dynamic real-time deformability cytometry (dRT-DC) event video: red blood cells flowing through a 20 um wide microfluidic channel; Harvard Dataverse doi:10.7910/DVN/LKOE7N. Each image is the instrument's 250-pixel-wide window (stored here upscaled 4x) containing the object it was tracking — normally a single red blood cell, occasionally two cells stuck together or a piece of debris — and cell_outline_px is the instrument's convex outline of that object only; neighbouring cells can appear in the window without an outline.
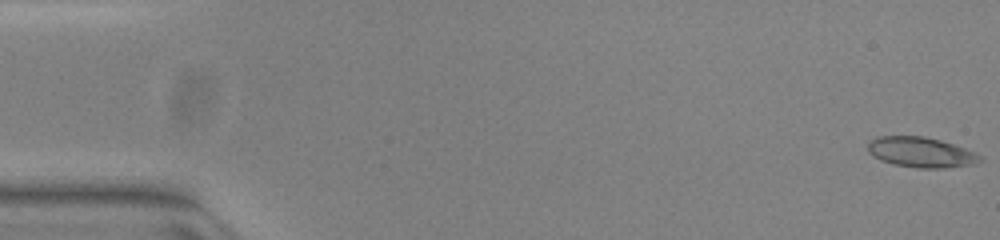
{"species": "common noctule bat (a hibernating species)", "species_latin": "Nyctalus noctula", "temperature_condition": "warm", "stored_images_in_passage": 52, "camera_frame_rate_fps": 3000, "um_per_image_px": 0.085, "animal": {"sex": "female", "body_mass_g": 23.0, "forearm_length_mm": 53.4}, "frame": {"image": 1, "passage_image": 1, "time_ms": 0.0, "image_size_px": [1000, 240], "cell_outline_px": [[984, 160], [976, 164], [944, 168], [916, 168], [892, 164], [880, 160], [872, 156], [868, 152], [868, 144], [876, 136], [924, 136], [940, 140], [976, 152]], "centroid_in_image_um": [78.29, 12.95], "position_along_channel_um": 6.7, "area_um2": 19.94}}
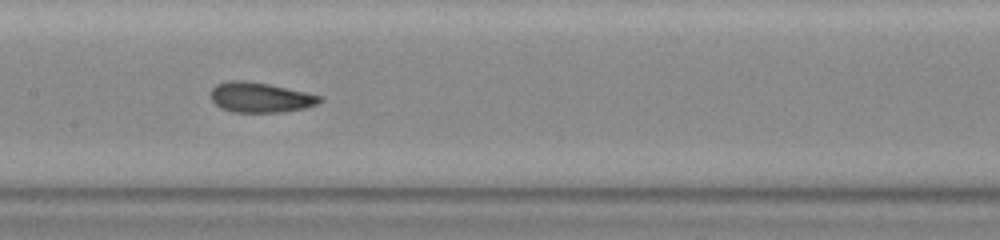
{"frame": {"image": 2, "passage_image": 26, "time_ms": 8.333, "image_size_px": [1000, 240], "cell_outline_px": [[324, 100], [316, 104], [304, 108], [280, 112], [232, 112], [220, 108], [212, 100], [212, 88], [216, 84], [232, 80], [240, 80], [268, 84], [304, 92], [320, 96]], "centroid_in_image_um": [22.1, 8.29], "position_along_channel_um": 185.3, "area_um2": 18.79}}
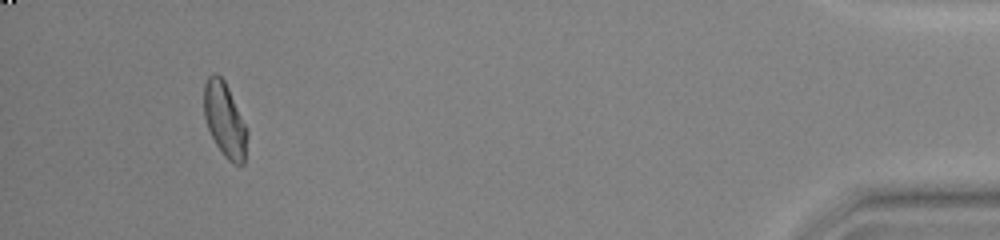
{"frame": {"image": 3, "passage_image": 49, "time_ms": 16.0, "image_size_px": [1000, 240], "cell_outline_px": [[248, 132], [244, 164], [232, 164], [224, 156], [216, 144], [208, 128], [204, 116], [204, 84], [208, 76], [212, 72], [216, 72], [224, 80], [228, 88]], "centroid_in_image_um": [19.09, 10.18], "position_along_channel_um": 416.1, "area_um2": 18.55}, "authors_computed_cell_mechanics": {"area_um2": 19.0162, "velocity_mm_per_s": 3.9503, "shape_relaxation_time_tau1_ms": 4.5644, "shape_relaxation_time_tau2_ms": 1.2969, "deformation_change_tau1": 0.176, "deformation_change_tau2": 0.0775}}